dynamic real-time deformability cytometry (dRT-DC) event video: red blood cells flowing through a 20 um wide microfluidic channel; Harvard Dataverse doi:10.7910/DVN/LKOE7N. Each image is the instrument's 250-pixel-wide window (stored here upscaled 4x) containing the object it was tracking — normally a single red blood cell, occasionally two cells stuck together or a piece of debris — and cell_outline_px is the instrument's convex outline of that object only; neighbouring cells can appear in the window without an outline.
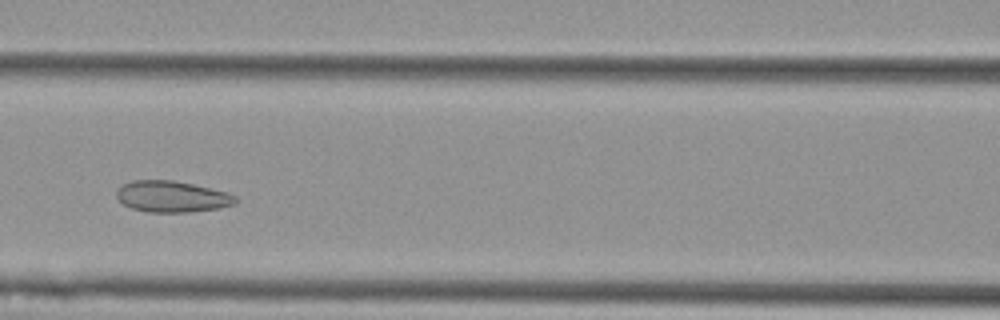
{"species": "Egyptian fruit bat (a non-hibernating species)", "species_latin": "Rousettus aegyptiacus", "temperature_condition": "cold", "stored_images_in_passage": 5, "camera_frame_rate_fps": 3000, "um_per_image_px": 0.085, "animal": {"sex": "female"}, "frame": {"image": 1, "passage_image": 5, "time_ms": 1.333, "image_size_px": [1000, 320], "cell_outline_px": [[240, 200], [236, 204], [220, 208], [188, 212], [148, 212], [132, 208], [124, 204], [116, 196], [116, 192], [124, 184], [132, 180], [172, 180], [192, 184], [228, 192], [236, 196]], "centroid_in_image_um": [14.67, 16.71], "position_along_channel_um": 151.9, "area_um2": 21.68}}